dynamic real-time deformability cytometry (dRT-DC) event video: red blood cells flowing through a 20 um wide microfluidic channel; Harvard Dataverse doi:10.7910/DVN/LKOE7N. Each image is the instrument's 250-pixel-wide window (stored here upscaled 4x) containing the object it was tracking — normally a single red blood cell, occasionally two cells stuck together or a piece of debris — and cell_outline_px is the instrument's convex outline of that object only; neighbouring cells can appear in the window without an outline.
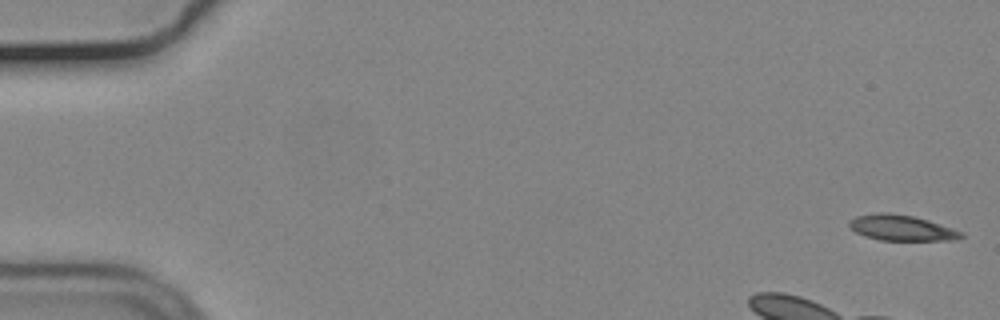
{"species": "common noctule bat (a hibernating species)", "species_latin": "Nyctalus noctula", "temperature_condition": "cold", "stored_images_in_passage": 9, "camera_frame_rate_fps": 3000, "um_per_image_px": 0.085, "animal": {"sex": "male", "body_mass_g": 19.2, "forearm_length_mm": 51.8}, "frame": {"image": 1, "passage_image": 1, "time_ms": 0.0, "image_size_px": [1000, 320], "cell_outline_px": [[964, 236], [956, 240], [880, 240], [864, 236], [856, 232], [848, 224], [848, 220], [856, 216], [876, 212], [888, 212], [912, 216], [928, 220], [964, 232]], "centroid_in_image_um": [76.62, 19.36], "position_along_channel_um": 8.4, "area_um2": 16.76}}